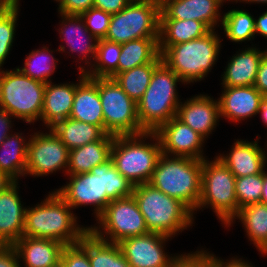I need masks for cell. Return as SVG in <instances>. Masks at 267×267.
Masks as SVG:
<instances>
[{
    "mask_svg": "<svg viewBox=\"0 0 267 267\" xmlns=\"http://www.w3.org/2000/svg\"><path fill=\"white\" fill-rule=\"evenodd\" d=\"M69 176L70 182L56 192L73 209L89 204L95 206L97 218L111 201L133 194L134 185L116 169L111 157L88 173Z\"/></svg>",
    "mask_w": 267,
    "mask_h": 267,
    "instance_id": "6da1fadb",
    "label": "cell"
},
{
    "mask_svg": "<svg viewBox=\"0 0 267 267\" xmlns=\"http://www.w3.org/2000/svg\"><path fill=\"white\" fill-rule=\"evenodd\" d=\"M71 209L56 191L50 193L41 204L26 208L23 236L52 239L64 245L78 243L90 228L79 227Z\"/></svg>",
    "mask_w": 267,
    "mask_h": 267,
    "instance_id": "7a4b0ae2",
    "label": "cell"
},
{
    "mask_svg": "<svg viewBox=\"0 0 267 267\" xmlns=\"http://www.w3.org/2000/svg\"><path fill=\"white\" fill-rule=\"evenodd\" d=\"M161 154L152 177V187L184 203L192 212L199 204L202 160Z\"/></svg>",
    "mask_w": 267,
    "mask_h": 267,
    "instance_id": "3957f363",
    "label": "cell"
},
{
    "mask_svg": "<svg viewBox=\"0 0 267 267\" xmlns=\"http://www.w3.org/2000/svg\"><path fill=\"white\" fill-rule=\"evenodd\" d=\"M132 195L151 233L173 237L193 223V212L184 203L149 183L134 186Z\"/></svg>",
    "mask_w": 267,
    "mask_h": 267,
    "instance_id": "277c9868",
    "label": "cell"
},
{
    "mask_svg": "<svg viewBox=\"0 0 267 267\" xmlns=\"http://www.w3.org/2000/svg\"><path fill=\"white\" fill-rule=\"evenodd\" d=\"M177 82L183 83L163 61L155 68L148 88L137 102L139 123L146 132H155L177 116L181 103L176 92Z\"/></svg>",
    "mask_w": 267,
    "mask_h": 267,
    "instance_id": "5b68a950",
    "label": "cell"
},
{
    "mask_svg": "<svg viewBox=\"0 0 267 267\" xmlns=\"http://www.w3.org/2000/svg\"><path fill=\"white\" fill-rule=\"evenodd\" d=\"M214 30L198 39L159 47L162 61L185 83L201 81L217 61L220 38Z\"/></svg>",
    "mask_w": 267,
    "mask_h": 267,
    "instance_id": "8992f818",
    "label": "cell"
},
{
    "mask_svg": "<svg viewBox=\"0 0 267 267\" xmlns=\"http://www.w3.org/2000/svg\"><path fill=\"white\" fill-rule=\"evenodd\" d=\"M146 136L154 138L157 143H144L142 140L144 137L146 140ZM161 154V143L155 132L116 135L111 147L113 164L134 186L150 181Z\"/></svg>",
    "mask_w": 267,
    "mask_h": 267,
    "instance_id": "52a82bcc",
    "label": "cell"
},
{
    "mask_svg": "<svg viewBox=\"0 0 267 267\" xmlns=\"http://www.w3.org/2000/svg\"><path fill=\"white\" fill-rule=\"evenodd\" d=\"M0 109L26 123L41 119L46 84L16 70L1 71Z\"/></svg>",
    "mask_w": 267,
    "mask_h": 267,
    "instance_id": "ba28073f",
    "label": "cell"
},
{
    "mask_svg": "<svg viewBox=\"0 0 267 267\" xmlns=\"http://www.w3.org/2000/svg\"><path fill=\"white\" fill-rule=\"evenodd\" d=\"M236 177L216 157L214 161L202 160V183L196 209L210 205L226 226L231 225L239 209L235 193Z\"/></svg>",
    "mask_w": 267,
    "mask_h": 267,
    "instance_id": "9c48e42d",
    "label": "cell"
},
{
    "mask_svg": "<svg viewBox=\"0 0 267 267\" xmlns=\"http://www.w3.org/2000/svg\"><path fill=\"white\" fill-rule=\"evenodd\" d=\"M99 96L107 134L139 135L146 132L139 123L137 103L114 78H99Z\"/></svg>",
    "mask_w": 267,
    "mask_h": 267,
    "instance_id": "30bf717a",
    "label": "cell"
},
{
    "mask_svg": "<svg viewBox=\"0 0 267 267\" xmlns=\"http://www.w3.org/2000/svg\"><path fill=\"white\" fill-rule=\"evenodd\" d=\"M161 7L152 2L131 1L113 14L105 37L118 44L146 37H159Z\"/></svg>",
    "mask_w": 267,
    "mask_h": 267,
    "instance_id": "8fae6325",
    "label": "cell"
},
{
    "mask_svg": "<svg viewBox=\"0 0 267 267\" xmlns=\"http://www.w3.org/2000/svg\"><path fill=\"white\" fill-rule=\"evenodd\" d=\"M97 221L104 233L100 225L89 227L90 231L100 240L108 242L110 239V243L118 244L124 239L150 233L133 195L111 201ZM104 234H108L109 239Z\"/></svg>",
    "mask_w": 267,
    "mask_h": 267,
    "instance_id": "7c38bea8",
    "label": "cell"
},
{
    "mask_svg": "<svg viewBox=\"0 0 267 267\" xmlns=\"http://www.w3.org/2000/svg\"><path fill=\"white\" fill-rule=\"evenodd\" d=\"M34 133L28 140L26 174L44 176L68 167L69 149L52 130Z\"/></svg>",
    "mask_w": 267,
    "mask_h": 267,
    "instance_id": "4fadbf2b",
    "label": "cell"
},
{
    "mask_svg": "<svg viewBox=\"0 0 267 267\" xmlns=\"http://www.w3.org/2000/svg\"><path fill=\"white\" fill-rule=\"evenodd\" d=\"M169 236L160 233H148L130 237L119 244L125 259L131 267H170L177 258L164 252L163 243Z\"/></svg>",
    "mask_w": 267,
    "mask_h": 267,
    "instance_id": "5bb4252c",
    "label": "cell"
},
{
    "mask_svg": "<svg viewBox=\"0 0 267 267\" xmlns=\"http://www.w3.org/2000/svg\"><path fill=\"white\" fill-rule=\"evenodd\" d=\"M155 133L160 140L163 154L205 159L201 150L205 139L177 116L162 124Z\"/></svg>",
    "mask_w": 267,
    "mask_h": 267,
    "instance_id": "9a60e30c",
    "label": "cell"
},
{
    "mask_svg": "<svg viewBox=\"0 0 267 267\" xmlns=\"http://www.w3.org/2000/svg\"><path fill=\"white\" fill-rule=\"evenodd\" d=\"M221 4L222 0H165L160 19L197 20L215 30L221 16L218 10Z\"/></svg>",
    "mask_w": 267,
    "mask_h": 267,
    "instance_id": "2e32d148",
    "label": "cell"
},
{
    "mask_svg": "<svg viewBox=\"0 0 267 267\" xmlns=\"http://www.w3.org/2000/svg\"><path fill=\"white\" fill-rule=\"evenodd\" d=\"M18 181L0 193V245H13L24 232L25 210L18 195Z\"/></svg>",
    "mask_w": 267,
    "mask_h": 267,
    "instance_id": "e0dca14e",
    "label": "cell"
},
{
    "mask_svg": "<svg viewBox=\"0 0 267 267\" xmlns=\"http://www.w3.org/2000/svg\"><path fill=\"white\" fill-rule=\"evenodd\" d=\"M177 117L206 139L219 121V102L201 94L187 100L184 104L181 102Z\"/></svg>",
    "mask_w": 267,
    "mask_h": 267,
    "instance_id": "ac0fdd59",
    "label": "cell"
},
{
    "mask_svg": "<svg viewBox=\"0 0 267 267\" xmlns=\"http://www.w3.org/2000/svg\"><path fill=\"white\" fill-rule=\"evenodd\" d=\"M263 95L254 86L224 87L218 99L221 117L237 122L256 115Z\"/></svg>",
    "mask_w": 267,
    "mask_h": 267,
    "instance_id": "d6986e66",
    "label": "cell"
},
{
    "mask_svg": "<svg viewBox=\"0 0 267 267\" xmlns=\"http://www.w3.org/2000/svg\"><path fill=\"white\" fill-rule=\"evenodd\" d=\"M79 83L52 85L46 83L41 112V121L48 128L54 127L58 122L70 117L76 87L86 78L85 72L80 71Z\"/></svg>",
    "mask_w": 267,
    "mask_h": 267,
    "instance_id": "ffe728a7",
    "label": "cell"
},
{
    "mask_svg": "<svg viewBox=\"0 0 267 267\" xmlns=\"http://www.w3.org/2000/svg\"><path fill=\"white\" fill-rule=\"evenodd\" d=\"M253 142L237 140L230 153L217 156L236 178L262 173L267 161L265 151ZM229 155V156H228Z\"/></svg>",
    "mask_w": 267,
    "mask_h": 267,
    "instance_id": "44dd1931",
    "label": "cell"
},
{
    "mask_svg": "<svg viewBox=\"0 0 267 267\" xmlns=\"http://www.w3.org/2000/svg\"><path fill=\"white\" fill-rule=\"evenodd\" d=\"M13 246L25 267H51L60 261L65 245L52 239L22 236Z\"/></svg>",
    "mask_w": 267,
    "mask_h": 267,
    "instance_id": "7402d4cb",
    "label": "cell"
},
{
    "mask_svg": "<svg viewBox=\"0 0 267 267\" xmlns=\"http://www.w3.org/2000/svg\"><path fill=\"white\" fill-rule=\"evenodd\" d=\"M70 118L99 126L104 130L99 78L86 77L76 87Z\"/></svg>",
    "mask_w": 267,
    "mask_h": 267,
    "instance_id": "603a6c76",
    "label": "cell"
},
{
    "mask_svg": "<svg viewBox=\"0 0 267 267\" xmlns=\"http://www.w3.org/2000/svg\"><path fill=\"white\" fill-rule=\"evenodd\" d=\"M267 51L249 47L232 56L222 75L223 87L254 86L261 59Z\"/></svg>",
    "mask_w": 267,
    "mask_h": 267,
    "instance_id": "cb8c5ba5",
    "label": "cell"
},
{
    "mask_svg": "<svg viewBox=\"0 0 267 267\" xmlns=\"http://www.w3.org/2000/svg\"><path fill=\"white\" fill-rule=\"evenodd\" d=\"M114 135L107 134L103 139L69 150L68 175L88 173L96 165L111 157Z\"/></svg>",
    "mask_w": 267,
    "mask_h": 267,
    "instance_id": "d4e9b609",
    "label": "cell"
},
{
    "mask_svg": "<svg viewBox=\"0 0 267 267\" xmlns=\"http://www.w3.org/2000/svg\"><path fill=\"white\" fill-rule=\"evenodd\" d=\"M159 37H146L121 44L118 73L151 62H162Z\"/></svg>",
    "mask_w": 267,
    "mask_h": 267,
    "instance_id": "484cf974",
    "label": "cell"
},
{
    "mask_svg": "<svg viewBox=\"0 0 267 267\" xmlns=\"http://www.w3.org/2000/svg\"><path fill=\"white\" fill-rule=\"evenodd\" d=\"M211 29L197 20L160 19L159 47H170L201 38Z\"/></svg>",
    "mask_w": 267,
    "mask_h": 267,
    "instance_id": "4316f807",
    "label": "cell"
},
{
    "mask_svg": "<svg viewBox=\"0 0 267 267\" xmlns=\"http://www.w3.org/2000/svg\"><path fill=\"white\" fill-rule=\"evenodd\" d=\"M78 243L87 251L91 267H131L119 244L100 240L90 230Z\"/></svg>",
    "mask_w": 267,
    "mask_h": 267,
    "instance_id": "83f0119b",
    "label": "cell"
},
{
    "mask_svg": "<svg viewBox=\"0 0 267 267\" xmlns=\"http://www.w3.org/2000/svg\"><path fill=\"white\" fill-rule=\"evenodd\" d=\"M60 14L62 19H64L61 24L64 28L62 27L59 33L63 35L62 40L67 41L66 44L69 46L71 52H80L81 55L83 54L82 59H86V61L87 59L90 60L91 57L95 60L98 40L87 30L81 15ZM86 35L87 37L85 38ZM75 40L77 43L80 42L82 44H77V46L73 43ZM84 40L87 41L84 42ZM90 54L91 57L89 56Z\"/></svg>",
    "mask_w": 267,
    "mask_h": 267,
    "instance_id": "f1b7e54d",
    "label": "cell"
},
{
    "mask_svg": "<svg viewBox=\"0 0 267 267\" xmlns=\"http://www.w3.org/2000/svg\"><path fill=\"white\" fill-rule=\"evenodd\" d=\"M52 130L69 150L103 139L107 133L99 126L67 118L58 122Z\"/></svg>",
    "mask_w": 267,
    "mask_h": 267,
    "instance_id": "f546056e",
    "label": "cell"
},
{
    "mask_svg": "<svg viewBox=\"0 0 267 267\" xmlns=\"http://www.w3.org/2000/svg\"><path fill=\"white\" fill-rule=\"evenodd\" d=\"M18 134L9 135L0 145V170L14 181L25 175L27 164L28 142Z\"/></svg>",
    "mask_w": 267,
    "mask_h": 267,
    "instance_id": "4dcf8cb0",
    "label": "cell"
},
{
    "mask_svg": "<svg viewBox=\"0 0 267 267\" xmlns=\"http://www.w3.org/2000/svg\"><path fill=\"white\" fill-rule=\"evenodd\" d=\"M235 218L241 220L249 240L253 241L257 249L267 254V204L247 205L239 209Z\"/></svg>",
    "mask_w": 267,
    "mask_h": 267,
    "instance_id": "1f68e13d",
    "label": "cell"
},
{
    "mask_svg": "<svg viewBox=\"0 0 267 267\" xmlns=\"http://www.w3.org/2000/svg\"><path fill=\"white\" fill-rule=\"evenodd\" d=\"M120 54L121 44L106 39L98 40L95 57L96 64H92L91 71L82 67H79V69L85 72L88 78H114L118 74Z\"/></svg>",
    "mask_w": 267,
    "mask_h": 267,
    "instance_id": "d6a6232c",
    "label": "cell"
},
{
    "mask_svg": "<svg viewBox=\"0 0 267 267\" xmlns=\"http://www.w3.org/2000/svg\"><path fill=\"white\" fill-rule=\"evenodd\" d=\"M160 63L161 62H151L134 67L131 70L118 73L114 77V80H116L122 90L137 103L148 88L151 76Z\"/></svg>",
    "mask_w": 267,
    "mask_h": 267,
    "instance_id": "836d02e7",
    "label": "cell"
},
{
    "mask_svg": "<svg viewBox=\"0 0 267 267\" xmlns=\"http://www.w3.org/2000/svg\"><path fill=\"white\" fill-rule=\"evenodd\" d=\"M220 22L232 42H244L255 37V18L247 11L232 9L223 15Z\"/></svg>",
    "mask_w": 267,
    "mask_h": 267,
    "instance_id": "e575fe53",
    "label": "cell"
},
{
    "mask_svg": "<svg viewBox=\"0 0 267 267\" xmlns=\"http://www.w3.org/2000/svg\"><path fill=\"white\" fill-rule=\"evenodd\" d=\"M48 47L30 52L26 57L23 68L18 69L28 77L43 83H49L48 78L54 73L57 61L50 53ZM56 61V62H55Z\"/></svg>",
    "mask_w": 267,
    "mask_h": 267,
    "instance_id": "d590c367",
    "label": "cell"
},
{
    "mask_svg": "<svg viewBox=\"0 0 267 267\" xmlns=\"http://www.w3.org/2000/svg\"><path fill=\"white\" fill-rule=\"evenodd\" d=\"M263 188V172L236 178L235 193L238 209L260 203Z\"/></svg>",
    "mask_w": 267,
    "mask_h": 267,
    "instance_id": "8d00e7d4",
    "label": "cell"
},
{
    "mask_svg": "<svg viewBox=\"0 0 267 267\" xmlns=\"http://www.w3.org/2000/svg\"><path fill=\"white\" fill-rule=\"evenodd\" d=\"M19 7L0 8V67L9 54L15 35Z\"/></svg>",
    "mask_w": 267,
    "mask_h": 267,
    "instance_id": "74e56055",
    "label": "cell"
},
{
    "mask_svg": "<svg viewBox=\"0 0 267 267\" xmlns=\"http://www.w3.org/2000/svg\"><path fill=\"white\" fill-rule=\"evenodd\" d=\"M111 14L101 9L91 7L81 14L87 30L97 39H105L109 25Z\"/></svg>",
    "mask_w": 267,
    "mask_h": 267,
    "instance_id": "f35d334b",
    "label": "cell"
},
{
    "mask_svg": "<svg viewBox=\"0 0 267 267\" xmlns=\"http://www.w3.org/2000/svg\"><path fill=\"white\" fill-rule=\"evenodd\" d=\"M60 261L64 267H91L88 253L79 243L65 245Z\"/></svg>",
    "mask_w": 267,
    "mask_h": 267,
    "instance_id": "ab89813d",
    "label": "cell"
},
{
    "mask_svg": "<svg viewBox=\"0 0 267 267\" xmlns=\"http://www.w3.org/2000/svg\"><path fill=\"white\" fill-rule=\"evenodd\" d=\"M206 251H197L187 255H177L170 267H212V254Z\"/></svg>",
    "mask_w": 267,
    "mask_h": 267,
    "instance_id": "60d3db41",
    "label": "cell"
},
{
    "mask_svg": "<svg viewBox=\"0 0 267 267\" xmlns=\"http://www.w3.org/2000/svg\"><path fill=\"white\" fill-rule=\"evenodd\" d=\"M94 0H62L59 4L58 11L64 14L81 15L93 7Z\"/></svg>",
    "mask_w": 267,
    "mask_h": 267,
    "instance_id": "b9f144b4",
    "label": "cell"
},
{
    "mask_svg": "<svg viewBox=\"0 0 267 267\" xmlns=\"http://www.w3.org/2000/svg\"><path fill=\"white\" fill-rule=\"evenodd\" d=\"M13 245H0V267H21Z\"/></svg>",
    "mask_w": 267,
    "mask_h": 267,
    "instance_id": "7bdbcfd3",
    "label": "cell"
},
{
    "mask_svg": "<svg viewBox=\"0 0 267 267\" xmlns=\"http://www.w3.org/2000/svg\"><path fill=\"white\" fill-rule=\"evenodd\" d=\"M131 0H94L93 7L113 15L123 10Z\"/></svg>",
    "mask_w": 267,
    "mask_h": 267,
    "instance_id": "ee69618b",
    "label": "cell"
},
{
    "mask_svg": "<svg viewBox=\"0 0 267 267\" xmlns=\"http://www.w3.org/2000/svg\"><path fill=\"white\" fill-rule=\"evenodd\" d=\"M254 87L263 96H267V53L263 56V58L260 61Z\"/></svg>",
    "mask_w": 267,
    "mask_h": 267,
    "instance_id": "f6af8a7d",
    "label": "cell"
},
{
    "mask_svg": "<svg viewBox=\"0 0 267 267\" xmlns=\"http://www.w3.org/2000/svg\"><path fill=\"white\" fill-rule=\"evenodd\" d=\"M11 117H13L6 110L0 109V145L10 135L9 128H11ZM9 132V133H8Z\"/></svg>",
    "mask_w": 267,
    "mask_h": 267,
    "instance_id": "bcb514c9",
    "label": "cell"
},
{
    "mask_svg": "<svg viewBox=\"0 0 267 267\" xmlns=\"http://www.w3.org/2000/svg\"><path fill=\"white\" fill-rule=\"evenodd\" d=\"M212 267H252V265L250 266V263L245 260L242 261V259L236 258L229 260V262H224L212 254Z\"/></svg>",
    "mask_w": 267,
    "mask_h": 267,
    "instance_id": "7dc6e473",
    "label": "cell"
},
{
    "mask_svg": "<svg viewBox=\"0 0 267 267\" xmlns=\"http://www.w3.org/2000/svg\"><path fill=\"white\" fill-rule=\"evenodd\" d=\"M255 33L267 38V11L255 19Z\"/></svg>",
    "mask_w": 267,
    "mask_h": 267,
    "instance_id": "c3c4849f",
    "label": "cell"
},
{
    "mask_svg": "<svg viewBox=\"0 0 267 267\" xmlns=\"http://www.w3.org/2000/svg\"><path fill=\"white\" fill-rule=\"evenodd\" d=\"M15 181L0 170V193L11 186Z\"/></svg>",
    "mask_w": 267,
    "mask_h": 267,
    "instance_id": "681fc988",
    "label": "cell"
},
{
    "mask_svg": "<svg viewBox=\"0 0 267 267\" xmlns=\"http://www.w3.org/2000/svg\"><path fill=\"white\" fill-rule=\"evenodd\" d=\"M261 113L262 120L267 125V96H263L258 114Z\"/></svg>",
    "mask_w": 267,
    "mask_h": 267,
    "instance_id": "f907efd6",
    "label": "cell"
},
{
    "mask_svg": "<svg viewBox=\"0 0 267 267\" xmlns=\"http://www.w3.org/2000/svg\"><path fill=\"white\" fill-rule=\"evenodd\" d=\"M260 203L267 204V173L263 171V188Z\"/></svg>",
    "mask_w": 267,
    "mask_h": 267,
    "instance_id": "816d5d0a",
    "label": "cell"
},
{
    "mask_svg": "<svg viewBox=\"0 0 267 267\" xmlns=\"http://www.w3.org/2000/svg\"><path fill=\"white\" fill-rule=\"evenodd\" d=\"M19 0H0V8H17Z\"/></svg>",
    "mask_w": 267,
    "mask_h": 267,
    "instance_id": "f5cc1de1",
    "label": "cell"
},
{
    "mask_svg": "<svg viewBox=\"0 0 267 267\" xmlns=\"http://www.w3.org/2000/svg\"><path fill=\"white\" fill-rule=\"evenodd\" d=\"M131 1H140V2H152L155 3L157 5H159L160 7L164 4L165 0H131Z\"/></svg>",
    "mask_w": 267,
    "mask_h": 267,
    "instance_id": "db71d44e",
    "label": "cell"
},
{
    "mask_svg": "<svg viewBox=\"0 0 267 267\" xmlns=\"http://www.w3.org/2000/svg\"><path fill=\"white\" fill-rule=\"evenodd\" d=\"M233 1H237V2H238V1H240V2H241V1H242V2L245 1V2H247V3H250V2H252V3H253V2H257V3H260V2H261V3H267V0H233Z\"/></svg>",
    "mask_w": 267,
    "mask_h": 267,
    "instance_id": "11a10c76",
    "label": "cell"
},
{
    "mask_svg": "<svg viewBox=\"0 0 267 267\" xmlns=\"http://www.w3.org/2000/svg\"><path fill=\"white\" fill-rule=\"evenodd\" d=\"M51 267H64V265L61 261H59L56 265L51 266Z\"/></svg>",
    "mask_w": 267,
    "mask_h": 267,
    "instance_id": "9f6ffc18",
    "label": "cell"
}]
</instances>
